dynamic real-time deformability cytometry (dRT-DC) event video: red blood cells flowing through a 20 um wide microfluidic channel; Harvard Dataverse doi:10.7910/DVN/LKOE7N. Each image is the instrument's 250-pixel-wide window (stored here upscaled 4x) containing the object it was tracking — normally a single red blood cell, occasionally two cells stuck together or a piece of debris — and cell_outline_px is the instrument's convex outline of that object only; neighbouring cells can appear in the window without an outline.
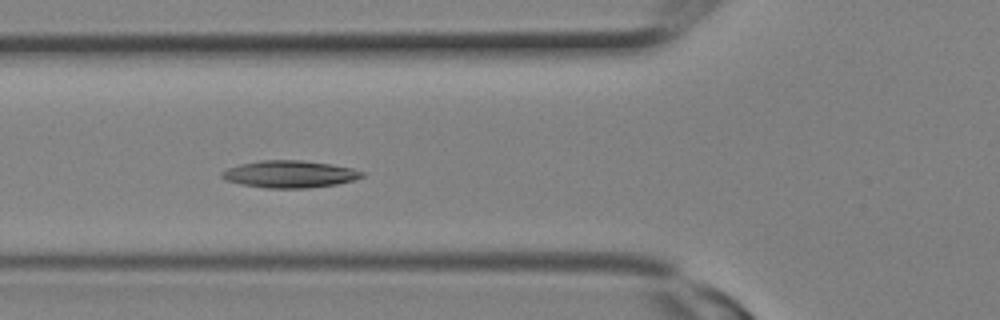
{"species": "Egyptian fruit bat (a non-hibernating species)", "species_latin": "Rousettus aegyptiacus", "temperature_condition": "room temperature", "stored_images_in_passage": 12, "camera_frame_rate_fps": 3000, "um_per_image_px": 0.085, "animal": {"sex": "female"}, "frame": {"image": 1, "passage_image": 9, "time_ms": 2.667, "image_size_px": [1000, 320], "cell_outline_px": [[364, 176], [352, 180], [336, 184], [304, 188], [268, 188], [240, 184], [228, 180], [220, 176], [220, 172], [228, 168], [240, 164], [260, 160], [300, 160], [328, 164], [352, 168], [364, 172]], "centroid_in_image_um": [24.59, 14.8], "position_along_channel_um": 101.2, "area_um2": 21.91}}
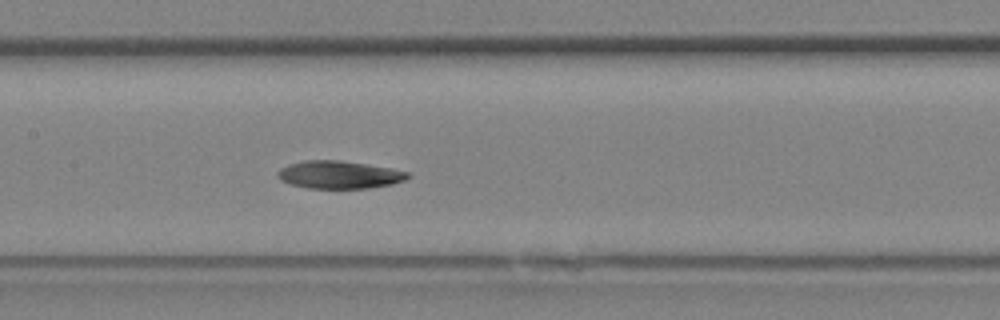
{"frame": {"image": 2, "passage_image": 12, "time_ms": 3.667, "image_size_px": [1000, 320], "cell_outline_px": [[412, 176], [404, 180], [392, 184], [368, 188], [308, 188], [292, 184], [280, 180], [276, 176], [276, 172], [280, 168], [288, 164], [304, 160], [336, 160], [392, 168], [408, 172]], "centroid_in_image_um": [28.81, 14.85], "position_along_channel_um": 178.6, "area_um2": 20.98}}